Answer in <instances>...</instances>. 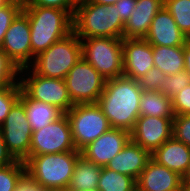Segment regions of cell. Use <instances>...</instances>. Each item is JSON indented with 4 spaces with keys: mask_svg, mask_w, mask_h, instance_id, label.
Wrapping results in <instances>:
<instances>
[{
    "mask_svg": "<svg viewBox=\"0 0 190 191\" xmlns=\"http://www.w3.org/2000/svg\"><path fill=\"white\" fill-rule=\"evenodd\" d=\"M142 91L137 80L124 75L106 80L97 104L112 128L132 131L140 117Z\"/></svg>",
    "mask_w": 190,
    "mask_h": 191,
    "instance_id": "cell-1",
    "label": "cell"
},
{
    "mask_svg": "<svg viewBox=\"0 0 190 191\" xmlns=\"http://www.w3.org/2000/svg\"><path fill=\"white\" fill-rule=\"evenodd\" d=\"M29 19L32 56L50 48L73 32V16L65 10L49 7H23Z\"/></svg>",
    "mask_w": 190,
    "mask_h": 191,
    "instance_id": "cell-2",
    "label": "cell"
},
{
    "mask_svg": "<svg viewBox=\"0 0 190 191\" xmlns=\"http://www.w3.org/2000/svg\"><path fill=\"white\" fill-rule=\"evenodd\" d=\"M125 24L115 5L80 0L73 16V32L79 38H122Z\"/></svg>",
    "mask_w": 190,
    "mask_h": 191,
    "instance_id": "cell-3",
    "label": "cell"
},
{
    "mask_svg": "<svg viewBox=\"0 0 190 191\" xmlns=\"http://www.w3.org/2000/svg\"><path fill=\"white\" fill-rule=\"evenodd\" d=\"M80 151L29 156L26 176L44 190L68 189Z\"/></svg>",
    "mask_w": 190,
    "mask_h": 191,
    "instance_id": "cell-4",
    "label": "cell"
},
{
    "mask_svg": "<svg viewBox=\"0 0 190 191\" xmlns=\"http://www.w3.org/2000/svg\"><path fill=\"white\" fill-rule=\"evenodd\" d=\"M35 57L33 69L35 74L65 79L73 66L82 58L81 39L71 32Z\"/></svg>",
    "mask_w": 190,
    "mask_h": 191,
    "instance_id": "cell-5",
    "label": "cell"
},
{
    "mask_svg": "<svg viewBox=\"0 0 190 191\" xmlns=\"http://www.w3.org/2000/svg\"><path fill=\"white\" fill-rule=\"evenodd\" d=\"M81 40L82 58L106 80L123 76L122 38L99 37Z\"/></svg>",
    "mask_w": 190,
    "mask_h": 191,
    "instance_id": "cell-6",
    "label": "cell"
},
{
    "mask_svg": "<svg viewBox=\"0 0 190 191\" xmlns=\"http://www.w3.org/2000/svg\"><path fill=\"white\" fill-rule=\"evenodd\" d=\"M76 149L82 151L112 127L97 103L74 105L65 113Z\"/></svg>",
    "mask_w": 190,
    "mask_h": 191,
    "instance_id": "cell-7",
    "label": "cell"
},
{
    "mask_svg": "<svg viewBox=\"0 0 190 191\" xmlns=\"http://www.w3.org/2000/svg\"><path fill=\"white\" fill-rule=\"evenodd\" d=\"M64 80L73 105L97 103L106 83L84 58L73 66Z\"/></svg>",
    "mask_w": 190,
    "mask_h": 191,
    "instance_id": "cell-8",
    "label": "cell"
},
{
    "mask_svg": "<svg viewBox=\"0 0 190 191\" xmlns=\"http://www.w3.org/2000/svg\"><path fill=\"white\" fill-rule=\"evenodd\" d=\"M0 128L8 151L16 160L25 161L30 156L33 131L26 116L25 106L20 100L10 109Z\"/></svg>",
    "mask_w": 190,
    "mask_h": 191,
    "instance_id": "cell-9",
    "label": "cell"
},
{
    "mask_svg": "<svg viewBox=\"0 0 190 191\" xmlns=\"http://www.w3.org/2000/svg\"><path fill=\"white\" fill-rule=\"evenodd\" d=\"M78 151L73 141L69 120L64 114L44 128L33 131L30 156Z\"/></svg>",
    "mask_w": 190,
    "mask_h": 191,
    "instance_id": "cell-10",
    "label": "cell"
},
{
    "mask_svg": "<svg viewBox=\"0 0 190 191\" xmlns=\"http://www.w3.org/2000/svg\"><path fill=\"white\" fill-rule=\"evenodd\" d=\"M32 75L27 80L20 81L21 90L30 99L54 105L64 113L74 106L64 79L44 77L34 72Z\"/></svg>",
    "mask_w": 190,
    "mask_h": 191,
    "instance_id": "cell-11",
    "label": "cell"
},
{
    "mask_svg": "<svg viewBox=\"0 0 190 191\" xmlns=\"http://www.w3.org/2000/svg\"><path fill=\"white\" fill-rule=\"evenodd\" d=\"M1 48L21 72L28 68L27 63L32 56L31 31L28 16L23 11L10 24Z\"/></svg>",
    "mask_w": 190,
    "mask_h": 191,
    "instance_id": "cell-12",
    "label": "cell"
},
{
    "mask_svg": "<svg viewBox=\"0 0 190 191\" xmlns=\"http://www.w3.org/2000/svg\"><path fill=\"white\" fill-rule=\"evenodd\" d=\"M173 133V118L140 116L130 132L131 140L151 154Z\"/></svg>",
    "mask_w": 190,
    "mask_h": 191,
    "instance_id": "cell-13",
    "label": "cell"
},
{
    "mask_svg": "<svg viewBox=\"0 0 190 191\" xmlns=\"http://www.w3.org/2000/svg\"><path fill=\"white\" fill-rule=\"evenodd\" d=\"M123 75L138 80L154 67L152 45L144 38H123Z\"/></svg>",
    "mask_w": 190,
    "mask_h": 191,
    "instance_id": "cell-14",
    "label": "cell"
},
{
    "mask_svg": "<svg viewBox=\"0 0 190 191\" xmlns=\"http://www.w3.org/2000/svg\"><path fill=\"white\" fill-rule=\"evenodd\" d=\"M130 139L129 131L111 128L87 145L81 151V155L95 165L106 167V165L126 146Z\"/></svg>",
    "mask_w": 190,
    "mask_h": 191,
    "instance_id": "cell-15",
    "label": "cell"
},
{
    "mask_svg": "<svg viewBox=\"0 0 190 191\" xmlns=\"http://www.w3.org/2000/svg\"><path fill=\"white\" fill-rule=\"evenodd\" d=\"M136 182L141 191H184L182 177L152 158Z\"/></svg>",
    "mask_w": 190,
    "mask_h": 191,
    "instance_id": "cell-16",
    "label": "cell"
},
{
    "mask_svg": "<svg viewBox=\"0 0 190 191\" xmlns=\"http://www.w3.org/2000/svg\"><path fill=\"white\" fill-rule=\"evenodd\" d=\"M144 39L152 46L168 47L184 46L188 41L165 7H162L153 18Z\"/></svg>",
    "mask_w": 190,
    "mask_h": 191,
    "instance_id": "cell-17",
    "label": "cell"
},
{
    "mask_svg": "<svg viewBox=\"0 0 190 191\" xmlns=\"http://www.w3.org/2000/svg\"><path fill=\"white\" fill-rule=\"evenodd\" d=\"M151 159V153L131 139L126 146L106 165V168L134 178L136 181Z\"/></svg>",
    "mask_w": 190,
    "mask_h": 191,
    "instance_id": "cell-18",
    "label": "cell"
},
{
    "mask_svg": "<svg viewBox=\"0 0 190 191\" xmlns=\"http://www.w3.org/2000/svg\"><path fill=\"white\" fill-rule=\"evenodd\" d=\"M164 7V0H136V7L127 23H125L123 38H145L150 24Z\"/></svg>",
    "mask_w": 190,
    "mask_h": 191,
    "instance_id": "cell-19",
    "label": "cell"
},
{
    "mask_svg": "<svg viewBox=\"0 0 190 191\" xmlns=\"http://www.w3.org/2000/svg\"><path fill=\"white\" fill-rule=\"evenodd\" d=\"M151 158L182 177L190 164V147L172 136L151 154Z\"/></svg>",
    "mask_w": 190,
    "mask_h": 191,
    "instance_id": "cell-20",
    "label": "cell"
},
{
    "mask_svg": "<svg viewBox=\"0 0 190 191\" xmlns=\"http://www.w3.org/2000/svg\"><path fill=\"white\" fill-rule=\"evenodd\" d=\"M19 100L25 106V112L32 131H37L58 120L65 113L58 107L42 101L30 99L22 90Z\"/></svg>",
    "mask_w": 190,
    "mask_h": 191,
    "instance_id": "cell-21",
    "label": "cell"
},
{
    "mask_svg": "<svg viewBox=\"0 0 190 191\" xmlns=\"http://www.w3.org/2000/svg\"><path fill=\"white\" fill-rule=\"evenodd\" d=\"M102 167L95 165L80 155L74 166L73 175L68 186L69 191L97 190Z\"/></svg>",
    "mask_w": 190,
    "mask_h": 191,
    "instance_id": "cell-22",
    "label": "cell"
},
{
    "mask_svg": "<svg viewBox=\"0 0 190 191\" xmlns=\"http://www.w3.org/2000/svg\"><path fill=\"white\" fill-rule=\"evenodd\" d=\"M154 67L165 75H174L185 69L184 46H152Z\"/></svg>",
    "mask_w": 190,
    "mask_h": 191,
    "instance_id": "cell-23",
    "label": "cell"
},
{
    "mask_svg": "<svg viewBox=\"0 0 190 191\" xmlns=\"http://www.w3.org/2000/svg\"><path fill=\"white\" fill-rule=\"evenodd\" d=\"M140 116L174 118L172 99L160 91H142Z\"/></svg>",
    "mask_w": 190,
    "mask_h": 191,
    "instance_id": "cell-24",
    "label": "cell"
},
{
    "mask_svg": "<svg viewBox=\"0 0 190 191\" xmlns=\"http://www.w3.org/2000/svg\"><path fill=\"white\" fill-rule=\"evenodd\" d=\"M136 187L137 182L134 178L102 167L98 191H134Z\"/></svg>",
    "mask_w": 190,
    "mask_h": 191,
    "instance_id": "cell-25",
    "label": "cell"
},
{
    "mask_svg": "<svg viewBox=\"0 0 190 191\" xmlns=\"http://www.w3.org/2000/svg\"><path fill=\"white\" fill-rule=\"evenodd\" d=\"M165 9L172 15L181 32L190 38V0H164Z\"/></svg>",
    "mask_w": 190,
    "mask_h": 191,
    "instance_id": "cell-26",
    "label": "cell"
},
{
    "mask_svg": "<svg viewBox=\"0 0 190 191\" xmlns=\"http://www.w3.org/2000/svg\"><path fill=\"white\" fill-rule=\"evenodd\" d=\"M26 176L24 161L17 160L10 166L0 168V191H15Z\"/></svg>",
    "mask_w": 190,
    "mask_h": 191,
    "instance_id": "cell-27",
    "label": "cell"
},
{
    "mask_svg": "<svg viewBox=\"0 0 190 191\" xmlns=\"http://www.w3.org/2000/svg\"><path fill=\"white\" fill-rule=\"evenodd\" d=\"M23 10V0H9L0 6V47L10 24Z\"/></svg>",
    "mask_w": 190,
    "mask_h": 191,
    "instance_id": "cell-28",
    "label": "cell"
},
{
    "mask_svg": "<svg viewBox=\"0 0 190 191\" xmlns=\"http://www.w3.org/2000/svg\"><path fill=\"white\" fill-rule=\"evenodd\" d=\"M20 73V68L8 57L0 47V89L16 84L14 77Z\"/></svg>",
    "mask_w": 190,
    "mask_h": 191,
    "instance_id": "cell-29",
    "label": "cell"
},
{
    "mask_svg": "<svg viewBox=\"0 0 190 191\" xmlns=\"http://www.w3.org/2000/svg\"><path fill=\"white\" fill-rule=\"evenodd\" d=\"M20 93V82L5 89H0V126L10 112V109L19 100Z\"/></svg>",
    "mask_w": 190,
    "mask_h": 191,
    "instance_id": "cell-30",
    "label": "cell"
},
{
    "mask_svg": "<svg viewBox=\"0 0 190 191\" xmlns=\"http://www.w3.org/2000/svg\"><path fill=\"white\" fill-rule=\"evenodd\" d=\"M189 84L190 76L183 70L174 75L167 76L160 92L172 99L182 88H185Z\"/></svg>",
    "mask_w": 190,
    "mask_h": 191,
    "instance_id": "cell-31",
    "label": "cell"
},
{
    "mask_svg": "<svg viewBox=\"0 0 190 191\" xmlns=\"http://www.w3.org/2000/svg\"><path fill=\"white\" fill-rule=\"evenodd\" d=\"M165 75L157 67H153L147 74L140 77L137 81L139 87L143 91H160L163 88V83L166 80Z\"/></svg>",
    "mask_w": 190,
    "mask_h": 191,
    "instance_id": "cell-32",
    "label": "cell"
},
{
    "mask_svg": "<svg viewBox=\"0 0 190 191\" xmlns=\"http://www.w3.org/2000/svg\"><path fill=\"white\" fill-rule=\"evenodd\" d=\"M80 0H23V7H49L68 11L74 16Z\"/></svg>",
    "mask_w": 190,
    "mask_h": 191,
    "instance_id": "cell-33",
    "label": "cell"
},
{
    "mask_svg": "<svg viewBox=\"0 0 190 191\" xmlns=\"http://www.w3.org/2000/svg\"><path fill=\"white\" fill-rule=\"evenodd\" d=\"M172 136L190 147V114L174 116Z\"/></svg>",
    "mask_w": 190,
    "mask_h": 191,
    "instance_id": "cell-34",
    "label": "cell"
},
{
    "mask_svg": "<svg viewBox=\"0 0 190 191\" xmlns=\"http://www.w3.org/2000/svg\"><path fill=\"white\" fill-rule=\"evenodd\" d=\"M172 105L175 115L190 114V84L173 96Z\"/></svg>",
    "mask_w": 190,
    "mask_h": 191,
    "instance_id": "cell-35",
    "label": "cell"
},
{
    "mask_svg": "<svg viewBox=\"0 0 190 191\" xmlns=\"http://www.w3.org/2000/svg\"><path fill=\"white\" fill-rule=\"evenodd\" d=\"M114 5L118 12V18L125 24L135 10L136 0H120Z\"/></svg>",
    "mask_w": 190,
    "mask_h": 191,
    "instance_id": "cell-36",
    "label": "cell"
},
{
    "mask_svg": "<svg viewBox=\"0 0 190 191\" xmlns=\"http://www.w3.org/2000/svg\"><path fill=\"white\" fill-rule=\"evenodd\" d=\"M17 160L8 151L7 145L5 144L3 134L0 128V168L5 166H10L14 164Z\"/></svg>",
    "mask_w": 190,
    "mask_h": 191,
    "instance_id": "cell-37",
    "label": "cell"
},
{
    "mask_svg": "<svg viewBox=\"0 0 190 191\" xmlns=\"http://www.w3.org/2000/svg\"><path fill=\"white\" fill-rule=\"evenodd\" d=\"M15 191H46L36 183L32 182L27 176L20 182Z\"/></svg>",
    "mask_w": 190,
    "mask_h": 191,
    "instance_id": "cell-38",
    "label": "cell"
},
{
    "mask_svg": "<svg viewBox=\"0 0 190 191\" xmlns=\"http://www.w3.org/2000/svg\"><path fill=\"white\" fill-rule=\"evenodd\" d=\"M184 59H185L184 71L190 76V41L189 40L184 45Z\"/></svg>",
    "mask_w": 190,
    "mask_h": 191,
    "instance_id": "cell-39",
    "label": "cell"
},
{
    "mask_svg": "<svg viewBox=\"0 0 190 191\" xmlns=\"http://www.w3.org/2000/svg\"><path fill=\"white\" fill-rule=\"evenodd\" d=\"M183 187L190 185V164L188 165L184 175L182 176Z\"/></svg>",
    "mask_w": 190,
    "mask_h": 191,
    "instance_id": "cell-40",
    "label": "cell"
},
{
    "mask_svg": "<svg viewBox=\"0 0 190 191\" xmlns=\"http://www.w3.org/2000/svg\"><path fill=\"white\" fill-rule=\"evenodd\" d=\"M93 3L102 4V5H114L120 0H90Z\"/></svg>",
    "mask_w": 190,
    "mask_h": 191,
    "instance_id": "cell-41",
    "label": "cell"
},
{
    "mask_svg": "<svg viewBox=\"0 0 190 191\" xmlns=\"http://www.w3.org/2000/svg\"><path fill=\"white\" fill-rule=\"evenodd\" d=\"M9 0H0V6H3L5 3H7Z\"/></svg>",
    "mask_w": 190,
    "mask_h": 191,
    "instance_id": "cell-42",
    "label": "cell"
},
{
    "mask_svg": "<svg viewBox=\"0 0 190 191\" xmlns=\"http://www.w3.org/2000/svg\"><path fill=\"white\" fill-rule=\"evenodd\" d=\"M47 191H69L68 189H56V190H47Z\"/></svg>",
    "mask_w": 190,
    "mask_h": 191,
    "instance_id": "cell-43",
    "label": "cell"
},
{
    "mask_svg": "<svg viewBox=\"0 0 190 191\" xmlns=\"http://www.w3.org/2000/svg\"><path fill=\"white\" fill-rule=\"evenodd\" d=\"M184 191H190V185L186 186V187L184 188Z\"/></svg>",
    "mask_w": 190,
    "mask_h": 191,
    "instance_id": "cell-44",
    "label": "cell"
},
{
    "mask_svg": "<svg viewBox=\"0 0 190 191\" xmlns=\"http://www.w3.org/2000/svg\"><path fill=\"white\" fill-rule=\"evenodd\" d=\"M134 191H141V190H140L139 188L136 187V188L134 189Z\"/></svg>",
    "mask_w": 190,
    "mask_h": 191,
    "instance_id": "cell-45",
    "label": "cell"
}]
</instances>
